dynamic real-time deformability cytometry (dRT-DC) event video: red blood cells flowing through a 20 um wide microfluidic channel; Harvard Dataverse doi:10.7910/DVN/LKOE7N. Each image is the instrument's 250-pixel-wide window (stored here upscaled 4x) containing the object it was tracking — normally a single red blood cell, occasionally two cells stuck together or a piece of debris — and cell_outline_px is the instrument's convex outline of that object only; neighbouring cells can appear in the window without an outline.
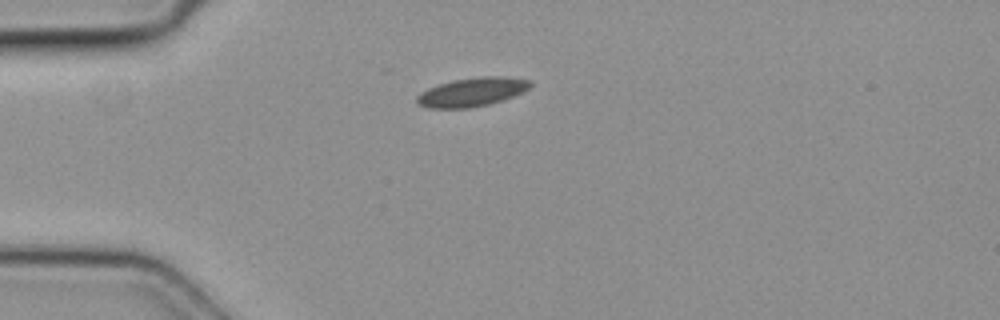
{"species": "common noctule bat (a hibernating species)", "species_latin": "Nyctalus noctula", "temperature_condition": "cold", "stored_images_in_passage": 6, "camera_frame_rate_fps": 3000, "um_per_image_px": 0.085, "animal": {"sex": "female", "body_mass_g": 19.3, "forearm_length_mm": 54.1}, "frame": {"image": 1, "passage_image": 4, "time_ms": 1.0, "image_size_px": [1000, 320], "cell_outline_px": [[532, 84], [528, 88], [512, 96], [488, 104], [468, 108], [428, 108], [420, 104], [416, 100], [416, 96], [420, 92], [428, 88], [452, 80], [480, 76], [504, 76], [532, 80]], "centroid_in_image_um": [40.1, 7.81], "position_along_channel_um": 44.9, "area_um2": 18.84}}
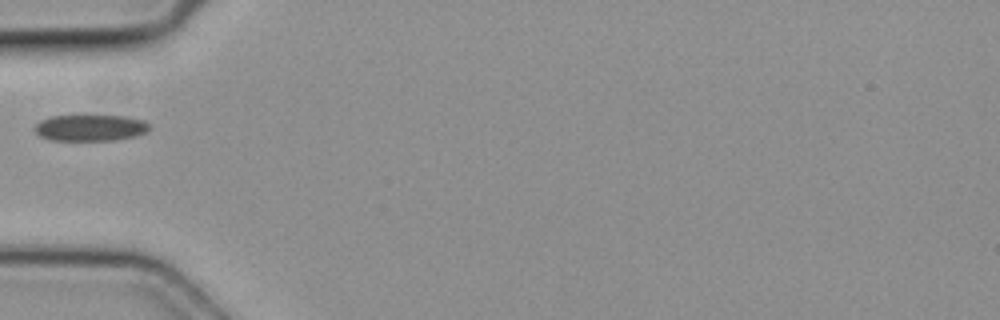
{"frame": {"image": 2, "passage_image": 5, "time_ms": 1.333, "image_size_px": [1000, 320], "cell_outline_px": [[152, 128], [136, 136], [116, 140], [52, 140], [40, 136], [32, 128], [40, 120], [52, 116], [124, 116], [144, 120]], "centroid_in_image_um": [7.67, 10.86], "position_along_channel_um": 77.3, "area_um2": 17.57}}
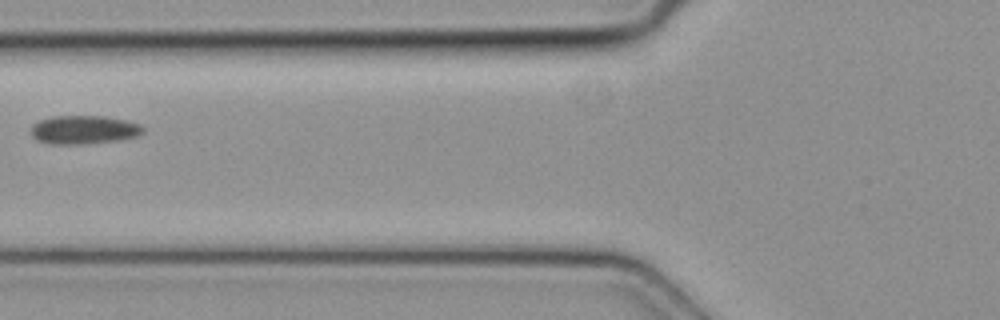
{"frame": {"image": 3, "passage_image": 6, "time_ms": 1.667, "image_size_px": [1000, 320], "cell_outline_px": [[144, 132], [140, 136], [120, 140], [80, 144], [48, 144], [36, 140], [28, 132], [32, 124], [40, 120], [52, 116], [104, 116], [128, 120], [140, 124], [144, 128]], "centroid_in_image_um": [7.12, 11.03], "position_along_channel_um": 118.7, "area_um2": 19.07}}